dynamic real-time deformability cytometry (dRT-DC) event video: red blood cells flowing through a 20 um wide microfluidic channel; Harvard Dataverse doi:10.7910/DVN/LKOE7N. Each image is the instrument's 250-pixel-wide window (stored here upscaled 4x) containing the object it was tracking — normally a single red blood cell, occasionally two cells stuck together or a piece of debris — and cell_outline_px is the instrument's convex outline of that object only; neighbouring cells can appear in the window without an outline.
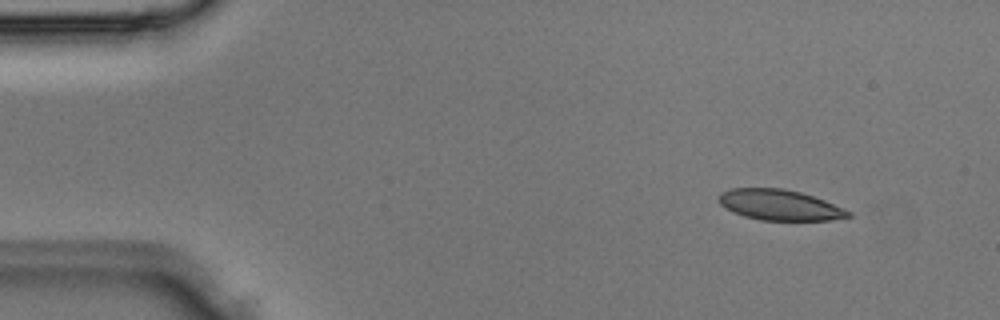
{"species": "Egyptian fruit bat (a non-hibernating species)", "species_latin": "Rousettus aegyptiacus", "temperature_condition": "room temperature", "stored_images_in_passage": 4, "segment_of_instrument_passage": [1, 2], "camera_frame_rate_fps": 3000, "um_per_image_px": 0.085, "animal": {"sex": "male"}, "frame": {"image": 1, "passage_image": 1, "time_ms": 0.0, "image_size_px": [1000, 320], "cell_outline_px": [[852, 216], [828, 220], [760, 220], [744, 216], [732, 212], [724, 208], [720, 204], [716, 196], [720, 192], [732, 188], [784, 188], [800, 192], [824, 200], [844, 208], [852, 212]], "centroid_in_image_um": [66.22, 17.41], "position_along_channel_um": 18.8, "area_um2": 23.24}}
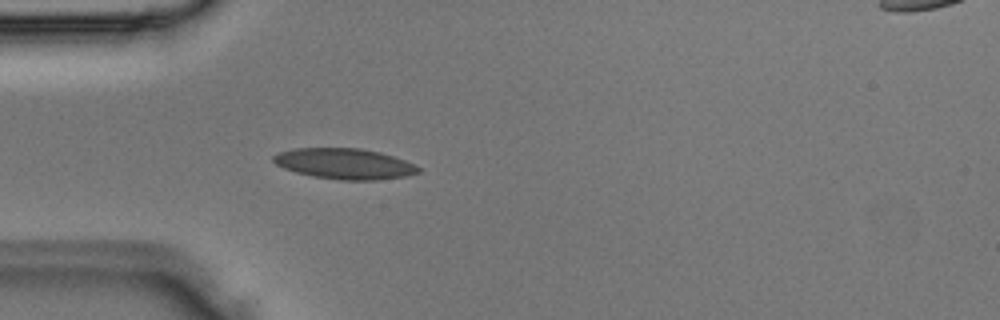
{"frame": {"image": 2, "passage_image": 3, "time_ms": 0.667, "image_size_px": [1000, 320], "cell_outline_px": [[420, 172], [404, 176], [376, 180], [340, 180], [312, 176], [296, 172], [284, 168], [276, 164], [272, 160], [272, 156], [280, 152], [296, 148], [360, 148], [380, 152], [416, 164], [420, 168]], "centroid_in_image_um": [29.29, 13.92], "position_along_channel_um": 55.7, "area_um2": 25.84}}